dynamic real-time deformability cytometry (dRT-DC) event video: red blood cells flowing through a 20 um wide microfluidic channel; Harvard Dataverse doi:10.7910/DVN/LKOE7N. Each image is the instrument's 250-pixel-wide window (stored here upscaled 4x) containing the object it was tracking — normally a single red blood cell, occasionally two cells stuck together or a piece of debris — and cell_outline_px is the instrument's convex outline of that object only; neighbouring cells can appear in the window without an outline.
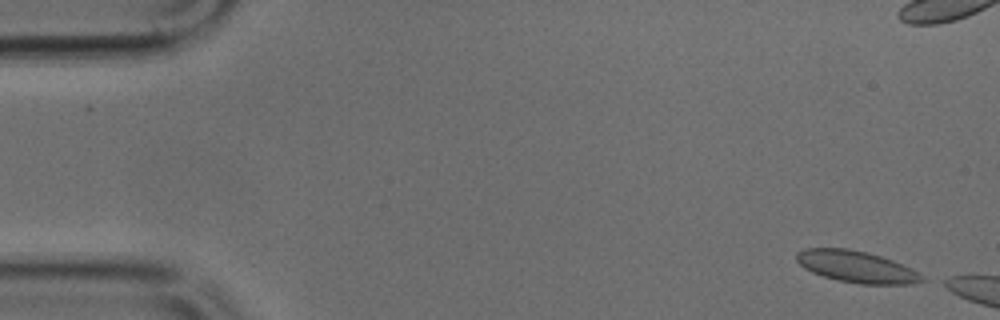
{"species": "common noctule bat (a hibernating species)", "species_latin": "Nyctalus noctula", "temperature_condition": "cold", "stored_images_in_passage": 9, "camera_frame_rate_fps": 3000, "um_per_image_px": 0.085, "animal": {"sex": "male", "body_mass_g": 17.9, "forearm_length_mm": 54.2}, "frame": {"image": 1, "passage_image": 1, "time_ms": 0.0, "image_size_px": [1000, 320], "cell_outline_px": [[928, 280], [912, 284], [860, 284], [840, 280], [824, 276], [812, 272], [804, 268], [796, 260], [796, 252], [804, 248], [848, 248], [868, 252], [892, 260], [924, 276]], "centroid_in_image_um": [72.78, 22.66], "position_along_channel_um": 12.2, "area_um2": 23.0}}